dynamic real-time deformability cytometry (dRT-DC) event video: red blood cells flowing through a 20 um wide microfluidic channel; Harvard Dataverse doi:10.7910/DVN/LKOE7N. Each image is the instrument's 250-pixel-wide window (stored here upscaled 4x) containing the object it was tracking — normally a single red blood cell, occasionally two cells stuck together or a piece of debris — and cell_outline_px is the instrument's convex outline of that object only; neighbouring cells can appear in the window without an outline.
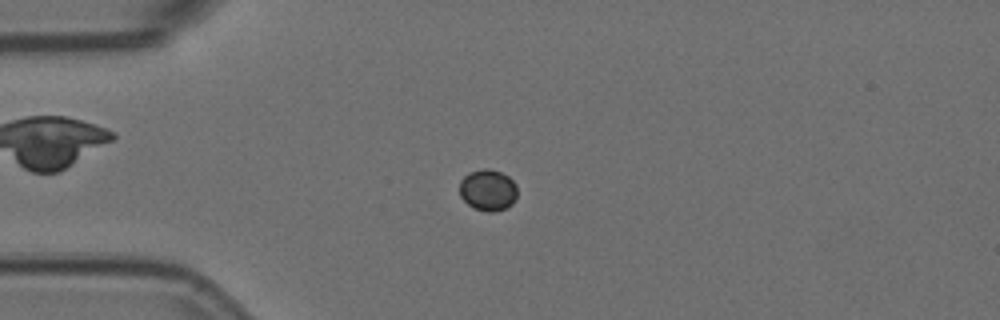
{"species": "Egyptian fruit bat (a non-hibernating species)", "species_latin": "Rousettus aegyptiacus", "temperature_condition": "room temperature", "stored_images_in_passage": 9, "camera_frame_rate_fps": 3000, "um_per_image_px": 0.085, "animal": {"sex": "female"}, "frame": {"image": 1, "passage_image": 3, "time_ms": 0.667, "image_size_px": [1000, 320], "cell_outline_px": [[516, 200], [512, 204], [496, 212], [488, 212], [472, 208], [460, 196], [460, 180], [468, 172], [484, 168], [488, 168], [500, 172], [508, 176], [516, 184]], "centroid_in_image_um": [41.46, 16.16], "position_along_channel_um": 43.5, "area_um2": 14.05}}
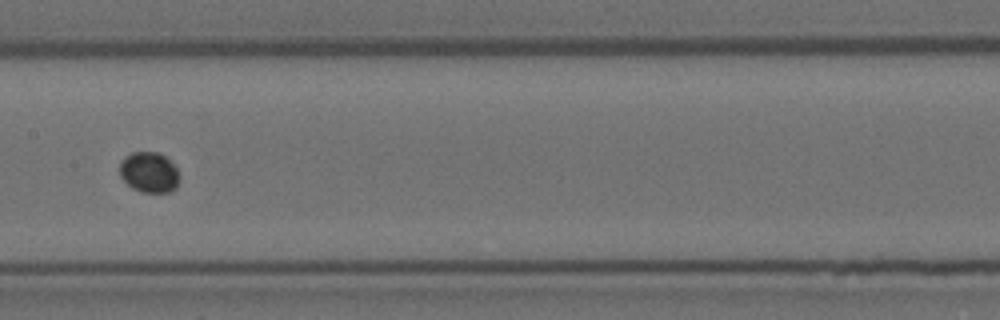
{"frame": {"image": 2, "passage_image": 7, "time_ms": 2.0, "image_size_px": [1000, 320], "cell_outline_px": [[180, 180], [176, 188], [168, 192], [140, 192], [132, 188], [120, 176], [120, 164], [124, 156], [132, 152], [160, 152], [176, 168], [180, 176]], "centroid_in_image_um": [12.68, 14.65], "position_along_channel_um": 194.7, "area_um2": 14.16}}
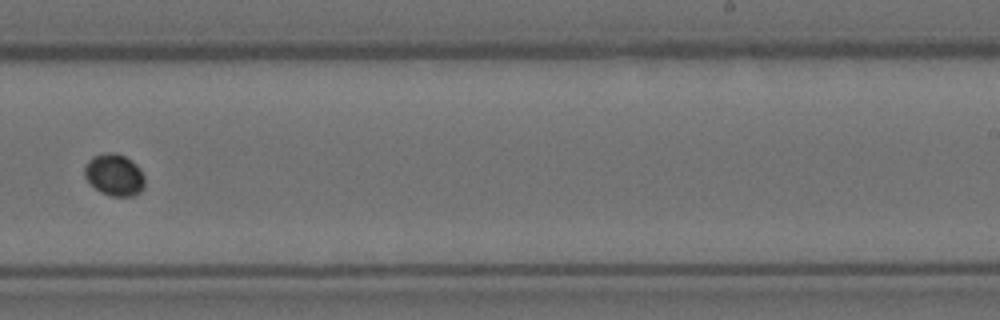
{"frame": {"image": 3, "passage_image": 9, "time_ms": 2.667, "image_size_px": [1000, 320], "cell_outline_px": [[144, 188], [140, 192], [132, 196], [112, 196], [100, 192], [84, 176], [84, 164], [92, 156], [108, 152], [116, 152], [132, 160], [140, 168], [144, 176]], "centroid_in_image_um": [9.72, 14.84], "position_along_channel_um": 279.3, "area_um2": 14.8}}